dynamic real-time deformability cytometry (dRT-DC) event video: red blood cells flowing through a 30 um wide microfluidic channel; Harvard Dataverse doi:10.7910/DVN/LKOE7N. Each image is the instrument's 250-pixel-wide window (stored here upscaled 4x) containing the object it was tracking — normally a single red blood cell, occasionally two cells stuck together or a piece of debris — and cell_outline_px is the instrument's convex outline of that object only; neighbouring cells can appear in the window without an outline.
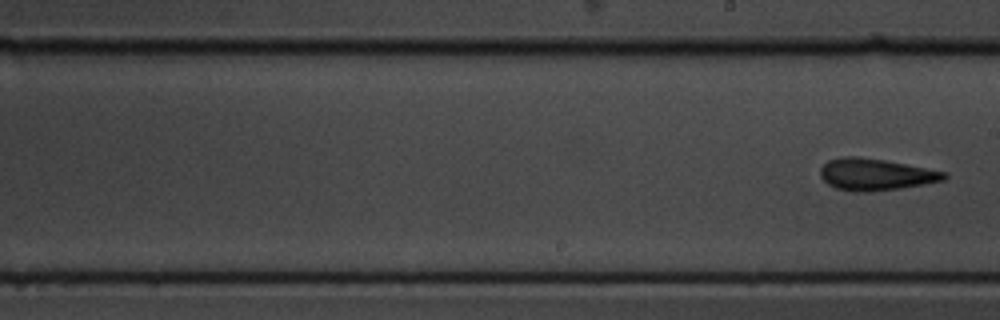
{"species": "common noctule bat (a hibernating species)", "species_latin": "Nyctalus noctula", "temperature_condition": "cold", "stored_images_in_passage": 10, "segment_of_instrument_passage": [2, 2], "camera_frame_rate_fps": 3000, "um_per_image_px": 0.085, "animal": {"sex": "male", "body_mass_g": 19.5, "forearm_length_mm": 54.6}, "frame": {"image": 1, "passage_image": 10, "time_ms": 3.0, "image_size_px": [1000, 320], "cell_outline_px": [[948, 176], [944, 180], [924, 184], [900, 188], [868, 192], [856, 192], [836, 188], [828, 184], [820, 176], [820, 168], [828, 160], [840, 156], [856, 156], [884, 160], [948, 172]], "centroid_in_image_um": [74.41, 14.82], "position_along_channel_um": 214.6, "area_um2": 22.95}}